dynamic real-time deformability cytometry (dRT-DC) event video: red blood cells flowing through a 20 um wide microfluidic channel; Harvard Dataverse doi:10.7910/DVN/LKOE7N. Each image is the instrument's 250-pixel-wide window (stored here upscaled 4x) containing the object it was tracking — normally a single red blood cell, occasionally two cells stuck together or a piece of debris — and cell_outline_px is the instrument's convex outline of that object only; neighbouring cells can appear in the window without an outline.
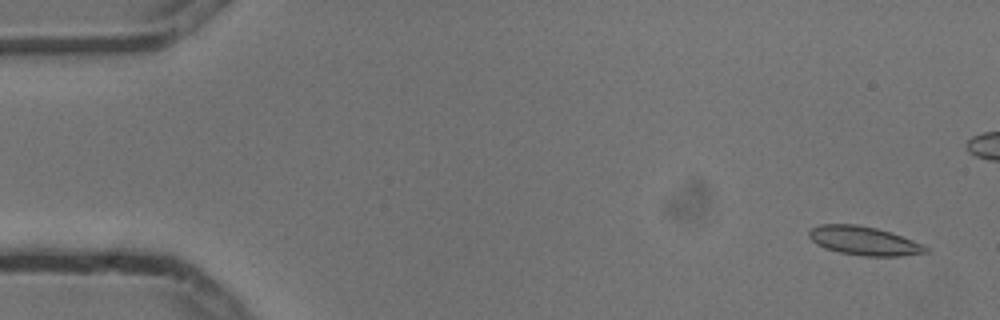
{"species": "common noctule bat (a hibernating species)", "species_latin": "Nyctalus noctula", "temperature_condition": "cold", "stored_images_in_passage": 7, "camera_frame_rate_fps": 3000, "um_per_image_px": 0.085, "animal": {"sex": "male", "body_mass_g": 13.3}, "frame": {"image": 1, "passage_image": 1, "time_ms": 0.0, "image_size_px": [1000, 320], "cell_outline_px": [[928, 252], [900, 256], [864, 256], [840, 252], [824, 248], [816, 244], [808, 236], [808, 232], [812, 228], [820, 224], [856, 224], [876, 228], [892, 232], [912, 240], [928, 248]], "centroid_in_image_um": [73.4, 20.46], "position_along_channel_um": 11.6, "area_um2": 19.48}}
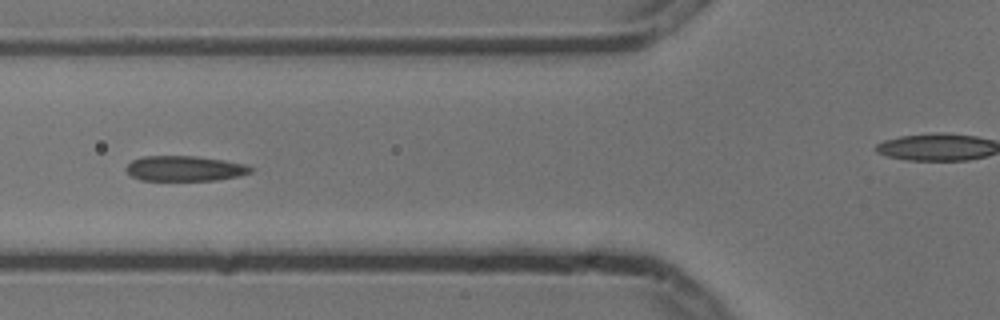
{"frame": {"image": 2, "passage_image": 6, "time_ms": 1.667, "image_size_px": [1000, 320], "cell_outline_px": [[256, 168], [252, 172], [240, 176], [216, 180], [140, 180], [132, 176], [124, 168], [132, 160], [144, 156], [196, 156], [244, 164]], "centroid_in_image_um": [15.71, 14.32], "position_along_channel_um": 110.1, "area_um2": 18.26}}